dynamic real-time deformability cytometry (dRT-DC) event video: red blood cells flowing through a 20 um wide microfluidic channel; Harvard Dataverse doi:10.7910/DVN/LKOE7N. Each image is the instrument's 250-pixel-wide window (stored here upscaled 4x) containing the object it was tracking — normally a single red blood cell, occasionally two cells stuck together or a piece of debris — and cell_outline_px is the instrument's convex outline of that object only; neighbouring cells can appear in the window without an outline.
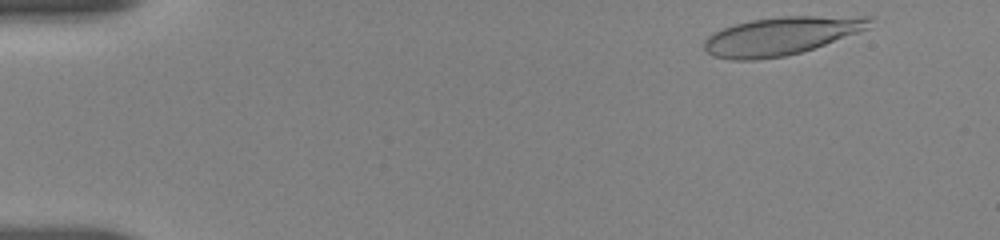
{"species": "human", "species_latin": "Homo sapiens", "temperature_condition": "room temperature", "stored_images_in_passage": 51, "camera_frame_rate_fps": 3000, "um_per_image_px": 0.085, "donor": {"sex": "female"}, "frame": {"image": 1, "passage_image": 2, "time_ms": 0.333, "image_size_px": [1000, 240], "cell_outline_px": [[872, 28], [800, 52], [784, 56], [756, 60], [732, 60], [712, 56], [704, 48], [704, 40], [712, 32], [732, 24], [752, 20], [780, 16], [872, 16]], "centroid_in_image_um": [66.4, 3.04], "position_along_channel_um": 18.6, "area_um2": 36.99}}
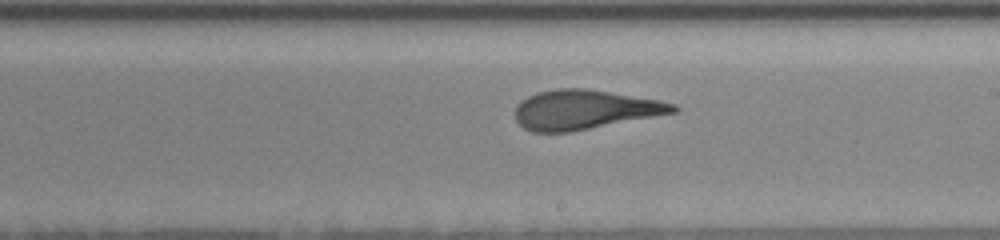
{"frame": {"image": 2, "passage_image": 29, "time_ms": 9.333, "image_size_px": [1000, 240], "cell_outline_px": [[680, 108], [676, 112], [572, 132], [532, 132], [524, 128], [516, 120], [516, 104], [528, 96], [536, 92], [556, 88], [588, 88], [656, 100], [676, 104]], "centroid_in_image_um": [49.66, 9.32], "position_along_channel_um": 239.3, "area_um2": 36.24}}
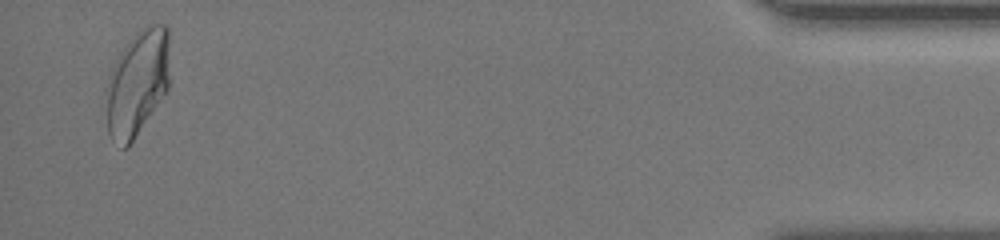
{"frame": {"image": 3, "passage_image": 50, "time_ms": 16.333, "image_size_px": [1000, 240], "cell_outline_px": [[168, 88], [128, 148], [124, 148], [112, 140], [108, 132], [104, 88], [108, 76], [120, 52], [128, 40], [144, 24], [164, 24], [168, 28]], "centroid_in_image_um": [11.63, 7.03], "position_along_channel_um": 423.6, "area_um2": 39.48}, "authors_computed_cell_mechanics": {"area_um2": 36.5874, "velocity_mm_per_s": 3.6651, "shape_relaxation_time_tau1_ms": 5.6642, "shape_relaxation_time_tau2_ms": 0.931, "deformation_change_tau1": 0.2425, "deformation_change_tau2": 0.0882}}